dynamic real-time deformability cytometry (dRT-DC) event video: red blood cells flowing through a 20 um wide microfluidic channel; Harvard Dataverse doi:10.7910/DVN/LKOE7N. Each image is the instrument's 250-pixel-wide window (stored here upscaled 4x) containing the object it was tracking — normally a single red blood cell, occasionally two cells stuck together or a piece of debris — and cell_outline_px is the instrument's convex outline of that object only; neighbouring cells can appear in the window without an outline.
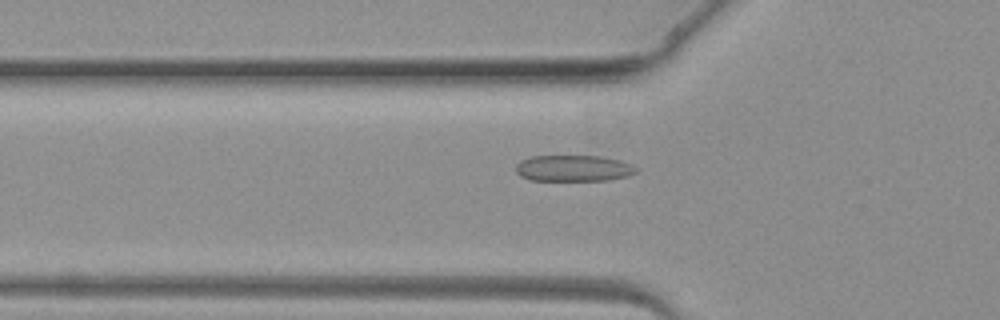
{"species": "common noctule bat (a hibernating species)", "species_latin": "Nyctalus noctula", "temperature_condition": "warm", "stored_images_in_passage": 31, "camera_frame_rate_fps": 3000, "um_per_image_px": 0.085, "animal": {"sex": "female", "body_mass_g": 19.3, "forearm_length_mm": 54.1}, "frame": {"image": 1, "passage_image": 5, "time_ms": 1.333, "image_size_px": [1000, 320], "cell_outline_px": [[636, 172], [628, 176], [608, 180], [528, 180], [520, 176], [516, 172], [516, 164], [520, 160], [532, 156], [600, 156], [620, 160], [632, 164], [636, 168]], "centroid_in_image_um": [48.72, 14.3], "position_along_channel_um": 77.1, "area_um2": 18.44}}
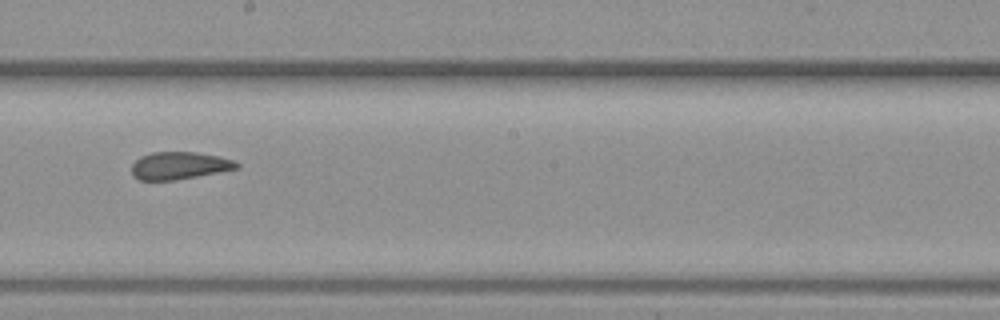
{"frame": {"image": 2, "passage_image": 14, "time_ms": 4.333, "image_size_px": [1000, 320], "cell_outline_px": [[240, 168], [176, 180], [140, 180], [132, 176], [132, 164], [140, 156], [152, 152], [196, 152], [220, 156], [232, 160], [240, 164]], "centroid_in_image_um": [15.24, 14.07], "position_along_channel_um": 233.0, "area_um2": 16.88}}
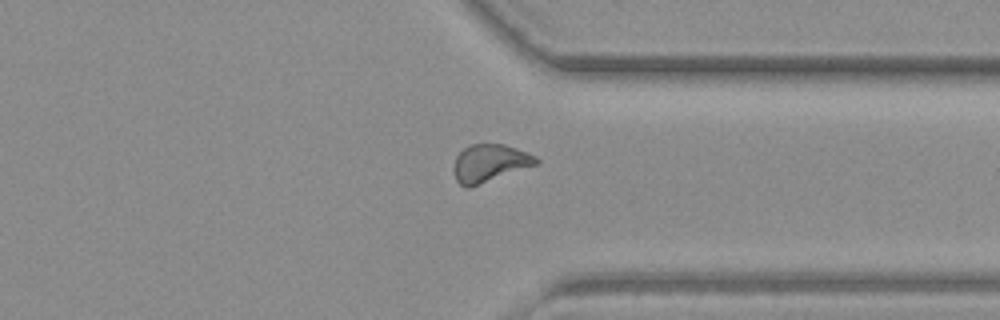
{"frame": {"image": 3, "passage_image": 22, "time_ms": 7.0, "image_size_px": [1000, 320], "cell_outline_px": [[540, 164], [468, 188], [464, 188], [456, 180], [452, 168], [456, 156], [464, 148], [472, 144], [504, 144], [516, 148], [536, 156], [540, 160]], "centroid_in_image_um": [41.63, 13.87], "position_along_channel_um": 369.8, "area_um2": 18.26}}